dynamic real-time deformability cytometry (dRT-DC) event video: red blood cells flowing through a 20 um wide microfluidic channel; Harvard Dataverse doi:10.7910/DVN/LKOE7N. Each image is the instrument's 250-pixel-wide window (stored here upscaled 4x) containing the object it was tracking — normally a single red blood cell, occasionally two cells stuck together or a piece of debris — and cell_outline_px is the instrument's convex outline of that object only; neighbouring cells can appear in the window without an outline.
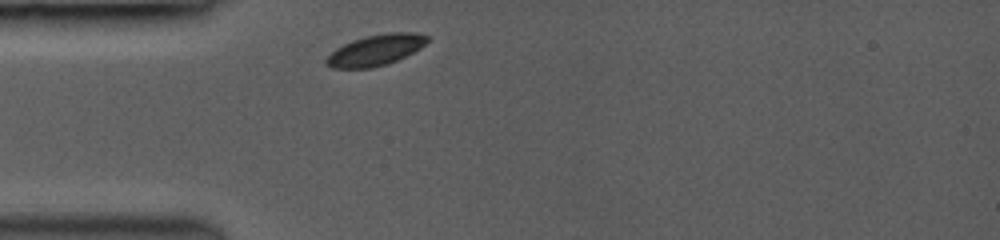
{"species": "common noctule bat (a hibernating species)", "species_latin": "Nyctalus noctula", "temperature_condition": "room temperature", "stored_images_in_passage": 9, "camera_frame_rate_fps": 3000, "um_per_image_px": 0.085, "animal": {"sex": "female", "body_mass_g": 19.0, "forearm_length_mm": 53.3}, "frame": {"image": 1, "passage_image": 1, "time_ms": 0.0, "image_size_px": [1000, 240], "cell_outline_px": [[428, 40], [420, 48], [388, 64], [368, 68], [332, 68], [324, 64], [324, 60], [336, 48], [352, 40], [368, 36], [388, 32], [416, 32], [428, 36]], "centroid_in_image_um": [31.9, 4.26], "position_along_channel_um": 53.1, "area_um2": 18.03}}
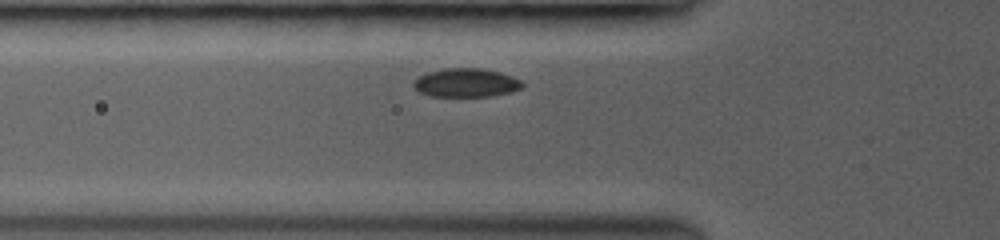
{"frame": {"image": 2, "passage_image": 4, "time_ms": 1.0, "image_size_px": [1000, 240], "cell_outline_px": [[524, 88], [512, 92], [492, 96], [432, 96], [420, 92], [412, 84], [412, 80], [416, 76], [428, 72], [444, 68], [480, 68], [500, 72], [512, 76], [520, 80], [524, 84]], "centroid_in_image_um": [39.62, 7.03], "position_along_channel_um": 86.2, "area_um2": 18.38}}
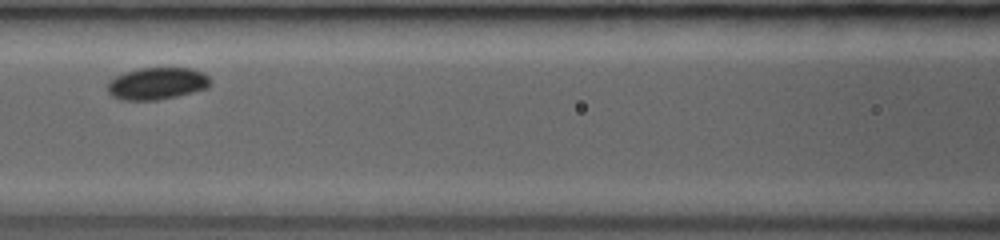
{"frame": {"image": 3, "passage_image": 8, "time_ms": 2.667, "image_size_px": [1000, 240], "cell_outline_px": [[212, 84], [208, 88], [176, 96], [156, 100], [120, 100], [112, 96], [108, 92], [108, 84], [116, 76], [124, 72], [140, 68], [192, 68], [204, 72], [212, 80]], "centroid_in_image_um": [13.39, 7.09], "position_along_channel_um": 153.2, "area_um2": 19.31}}